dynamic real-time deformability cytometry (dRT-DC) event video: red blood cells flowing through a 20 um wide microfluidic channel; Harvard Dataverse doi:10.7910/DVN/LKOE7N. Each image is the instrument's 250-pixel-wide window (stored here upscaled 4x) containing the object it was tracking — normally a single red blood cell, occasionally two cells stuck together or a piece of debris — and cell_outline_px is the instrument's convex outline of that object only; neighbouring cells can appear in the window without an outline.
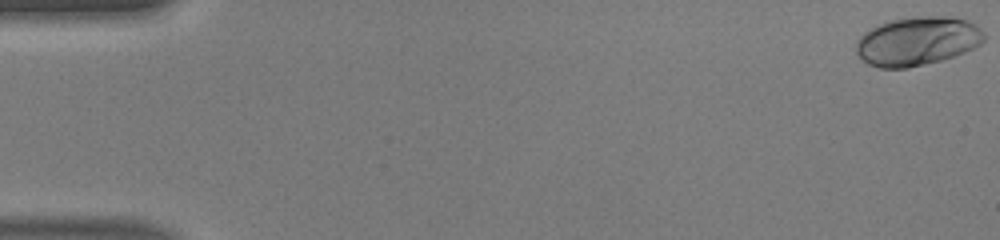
{"species": "human", "species_latin": "Homo sapiens", "temperature_condition": "warm", "stored_images_in_passage": 50, "camera_frame_rate_fps": 3000, "um_per_image_px": 0.085, "donor": {"sex": "male"}, "frame": {"image": 1, "passage_image": 1, "time_ms": 0.0, "image_size_px": [1000, 240], "cell_outline_px": [[984, 40], [980, 44], [964, 52], [940, 60], [908, 68], [880, 68], [868, 64], [856, 52], [856, 40], [864, 32], [880, 24], [892, 20], [912, 16], [952, 16], [968, 20], [980, 28], [984, 32]], "centroid_in_image_um": [77.97, 3.48], "position_along_channel_um": 7.0, "area_um2": 36.3}}
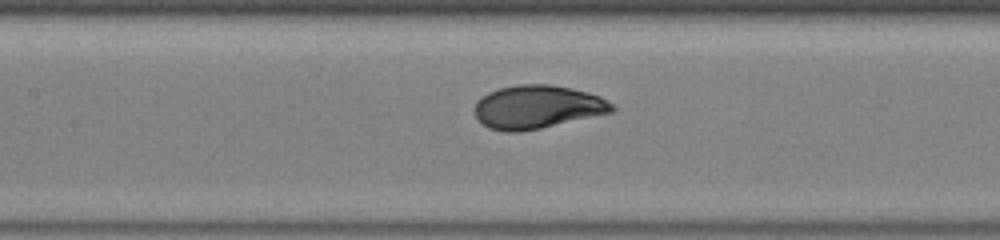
{"frame": {"image": 2, "passage_image": 24, "time_ms": 7.667, "image_size_px": [1000, 240], "cell_outline_px": [[616, 108], [612, 112], [540, 128], [520, 132], [504, 132], [488, 128], [476, 116], [476, 100], [488, 92], [500, 88], [516, 84], [552, 84], [572, 88], [588, 92], [600, 96], [612, 104]], "centroid_in_image_um": [45.67, 9.08], "position_along_channel_um": 161.7, "area_um2": 34.62}}
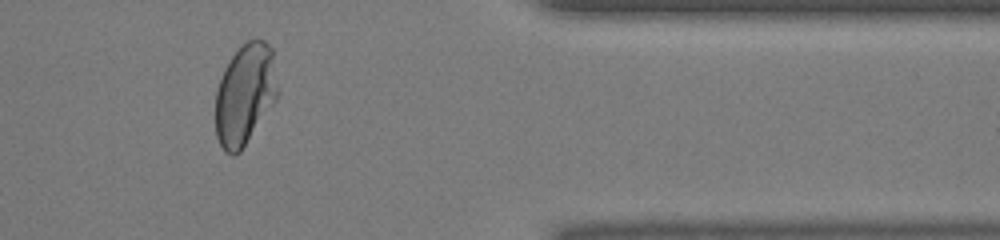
{"frame": {"image": 3, "passage_image": 42, "time_ms": 13.667, "image_size_px": [1000, 240], "cell_outline_px": [[280, 92], [276, 100], [240, 152], [232, 156], [224, 152], [216, 136], [216, 92], [220, 76], [224, 68], [232, 56], [248, 40], [256, 36], [264, 40], [272, 48]], "centroid_in_image_um": [20.85, 8.0], "position_along_channel_um": 390.6, "area_um2": 37.05}, "authors_computed_cell_mechanics": {"area_um2": 34.4777, "velocity_mm_per_s": 4.1625, "shape_relaxation_time_tau1_ms": 2.8637, "shape_relaxation_time_tau2_ms": null, "deformation_change_tau1": 0.1759, "deformation_change_tau2": null}}